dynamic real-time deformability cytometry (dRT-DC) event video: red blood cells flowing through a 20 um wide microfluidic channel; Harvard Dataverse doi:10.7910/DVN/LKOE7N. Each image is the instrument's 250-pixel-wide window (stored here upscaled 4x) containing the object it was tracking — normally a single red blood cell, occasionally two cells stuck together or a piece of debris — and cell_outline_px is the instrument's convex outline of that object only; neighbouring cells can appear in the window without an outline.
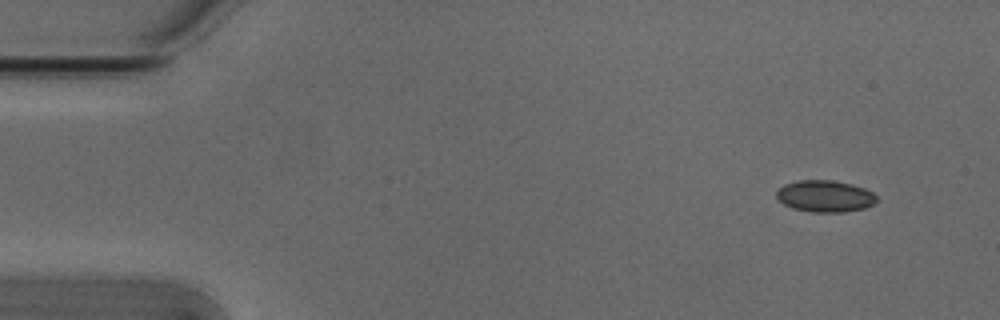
{"species": "Egyptian fruit bat (a non-hibernating species)", "species_latin": "Rousettus aegyptiacus", "temperature_condition": "cold", "stored_images_in_passage": 5, "camera_frame_rate_fps": 3000, "um_per_image_px": 0.085, "animal": {"sex": "male"}, "frame": {"image": 1, "passage_image": 1, "time_ms": 0.0, "image_size_px": [1000, 320], "cell_outline_px": [[880, 200], [864, 208], [844, 212], [812, 212], [792, 208], [784, 204], [776, 196], [776, 188], [784, 184], [800, 180], [832, 180], [852, 184], [864, 188], [872, 192]], "centroid_in_image_um": [70.12, 16.67], "position_along_channel_um": 14.9, "area_um2": 18.61}}